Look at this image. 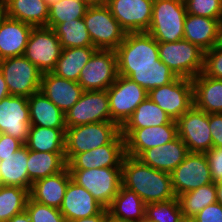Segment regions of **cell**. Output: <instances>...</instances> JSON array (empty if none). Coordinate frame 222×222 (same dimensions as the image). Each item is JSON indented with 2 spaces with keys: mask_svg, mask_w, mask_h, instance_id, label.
<instances>
[{
  "mask_svg": "<svg viewBox=\"0 0 222 222\" xmlns=\"http://www.w3.org/2000/svg\"><path fill=\"white\" fill-rule=\"evenodd\" d=\"M121 178L122 186L134 191L145 204L176 197L171 175L143 164L138 158L124 157Z\"/></svg>",
  "mask_w": 222,
  "mask_h": 222,
  "instance_id": "cell-1",
  "label": "cell"
},
{
  "mask_svg": "<svg viewBox=\"0 0 222 222\" xmlns=\"http://www.w3.org/2000/svg\"><path fill=\"white\" fill-rule=\"evenodd\" d=\"M121 133L115 122H98L69 127L65 131V160L111 143Z\"/></svg>",
  "mask_w": 222,
  "mask_h": 222,
  "instance_id": "cell-2",
  "label": "cell"
},
{
  "mask_svg": "<svg viewBox=\"0 0 222 222\" xmlns=\"http://www.w3.org/2000/svg\"><path fill=\"white\" fill-rule=\"evenodd\" d=\"M186 15V7L182 0H154L147 33L157 42L183 40Z\"/></svg>",
  "mask_w": 222,
  "mask_h": 222,
  "instance_id": "cell-3",
  "label": "cell"
},
{
  "mask_svg": "<svg viewBox=\"0 0 222 222\" xmlns=\"http://www.w3.org/2000/svg\"><path fill=\"white\" fill-rule=\"evenodd\" d=\"M159 59L177 77L193 79L203 72L204 51L187 40L158 42Z\"/></svg>",
  "mask_w": 222,
  "mask_h": 222,
  "instance_id": "cell-4",
  "label": "cell"
},
{
  "mask_svg": "<svg viewBox=\"0 0 222 222\" xmlns=\"http://www.w3.org/2000/svg\"><path fill=\"white\" fill-rule=\"evenodd\" d=\"M71 178L108 208L122 185L121 167L69 169Z\"/></svg>",
  "mask_w": 222,
  "mask_h": 222,
  "instance_id": "cell-5",
  "label": "cell"
},
{
  "mask_svg": "<svg viewBox=\"0 0 222 222\" xmlns=\"http://www.w3.org/2000/svg\"><path fill=\"white\" fill-rule=\"evenodd\" d=\"M115 52L118 68L160 67L158 42L147 32L126 33Z\"/></svg>",
  "mask_w": 222,
  "mask_h": 222,
  "instance_id": "cell-6",
  "label": "cell"
},
{
  "mask_svg": "<svg viewBox=\"0 0 222 222\" xmlns=\"http://www.w3.org/2000/svg\"><path fill=\"white\" fill-rule=\"evenodd\" d=\"M83 19L93 47L116 50L124 41L126 32L114 18L107 5L88 7Z\"/></svg>",
  "mask_w": 222,
  "mask_h": 222,
  "instance_id": "cell-7",
  "label": "cell"
},
{
  "mask_svg": "<svg viewBox=\"0 0 222 222\" xmlns=\"http://www.w3.org/2000/svg\"><path fill=\"white\" fill-rule=\"evenodd\" d=\"M0 70L10 95L30 97L40 90L42 72L23 55L0 60Z\"/></svg>",
  "mask_w": 222,
  "mask_h": 222,
  "instance_id": "cell-8",
  "label": "cell"
},
{
  "mask_svg": "<svg viewBox=\"0 0 222 222\" xmlns=\"http://www.w3.org/2000/svg\"><path fill=\"white\" fill-rule=\"evenodd\" d=\"M109 97L110 122L120 127L128 120L139 104L148 98V92L127 77L118 75L107 89Z\"/></svg>",
  "mask_w": 222,
  "mask_h": 222,
  "instance_id": "cell-9",
  "label": "cell"
},
{
  "mask_svg": "<svg viewBox=\"0 0 222 222\" xmlns=\"http://www.w3.org/2000/svg\"><path fill=\"white\" fill-rule=\"evenodd\" d=\"M148 98L177 121L194 105L192 80L177 77L169 84L151 89Z\"/></svg>",
  "mask_w": 222,
  "mask_h": 222,
  "instance_id": "cell-10",
  "label": "cell"
},
{
  "mask_svg": "<svg viewBox=\"0 0 222 222\" xmlns=\"http://www.w3.org/2000/svg\"><path fill=\"white\" fill-rule=\"evenodd\" d=\"M61 51L62 47L54 29L33 27L23 56L42 73H46L55 69Z\"/></svg>",
  "mask_w": 222,
  "mask_h": 222,
  "instance_id": "cell-11",
  "label": "cell"
},
{
  "mask_svg": "<svg viewBox=\"0 0 222 222\" xmlns=\"http://www.w3.org/2000/svg\"><path fill=\"white\" fill-rule=\"evenodd\" d=\"M118 75L115 50L98 49L80 71L78 84L84 91L107 90Z\"/></svg>",
  "mask_w": 222,
  "mask_h": 222,
  "instance_id": "cell-12",
  "label": "cell"
},
{
  "mask_svg": "<svg viewBox=\"0 0 222 222\" xmlns=\"http://www.w3.org/2000/svg\"><path fill=\"white\" fill-rule=\"evenodd\" d=\"M170 175L176 197L213 183L205 153L189 152Z\"/></svg>",
  "mask_w": 222,
  "mask_h": 222,
  "instance_id": "cell-13",
  "label": "cell"
},
{
  "mask_svg": "<svg viewBox=\"0 0 222 222\" xmlns=\"http://www.w3.org/2000/svg\"><path fill=\"white\" fill-rule=\"evenodd\" d=\"M176 122L178 137L189 152L205 153L212 149L209 114L193 105Z\"/></svg>",
  "mask_w": 222,
  "mask_h": 222,
  "instance_id": "cell-14",
  "label": "cell"
},
{
  "mask_svg": "<svg viewBox=\"0 0 222 222\" xmlns=\"http://www.w3.org/2000/svg\"><path fill=\"white\" fill-rule=\"evenodd\" d=\"M110 122L107 90L83 91L80 99L65 113L66 127Z\"/></svg>",
  "mask_w": 222,
  "mask_h": 222,
  "instance_id": "cell-15",
  "label": "cell"
},
{
  "mask_svg": "<svg viewBox=\"0 0 222 222\" xmlns=\"http://www.w3.org/2000/svg\"><path fill=\"white\" fill-rule=\"evenodd\" d=\"M30 127L28 97L8 95L0 101V133L17 138L25 144Z\"/></svg>",
  "mask_w": 222,
  "mask_h": 222,
  "instance_id": "cell-16",
  "label": "cell"
},
{
  "mask_svg": "<svg viewBox=\"0 0 222 222\" xmlns=\"http://www.w3.org/2000/svg\"><path fill=\"white\" fill-rule=\"evenodd\" d=\"M127 156L138 158L145 150L162 146L178 136L177 124L142 129H121Z\"/></svg>",
  "mask_w": 222,
  "mask_h": 222,
  "instance_id": "cell-17",
  "label": "cell"
},
{
  "mask_svg": "<svg viewBox=\"0 0 222 222\" xmlns=\"http://www.w3.org/2000/svg\"><path fill=\"white\" fill-rule=\"evenodd\" d=\"M154 0H107V6L126 33L147 32Z\"/></svg>",
  "mask_w": 222,
  "mask_h": 222,
  "instance_id": "cell-18",
  "label": "cell"
},
{
  "mask_svg": "<svg viewBox=\"0 0 222 222\" xmlns=\"http://www.w3.org/2000/svg\"><path fill=\"white\" fill-rule=\"evenodd\" d=\"M125 153V140L120 133L111 143L88 152L76 154L68 163L69 169L121 167Z\"/></svg>",
  "mask_w": 222,
  "mask_h": 222,
  "instance_id": "cell-19",
  "label": "cell"
},
{
  "mask_svg": "<svg viewBox=\"0 0 222 222\" xmlns=\"http://www.w3.org/2000/svg\"><path fill=\"white\" fill-rule=\"evenodd\" d=\"M40 91L65 114L80 99L84 90L76 81L46 72L42 73Z\"/></svg>",
  "mask_w": 222,
  "mask_h": 222,
  "instance_id": "cell-20",
  "label": "cell"
},
{
  "mask_svg": "<svg viewBox=\"0 0 222 222\" xmlns=\"http://www.w3.org/2000/svg\"><path fill=\"white\" fill-rule=\"evenodd\" d=\"M103 208L91 193L71 179L59 210L66 221H72L94 216Z\"/></svg>",
  "mask_w": 222,
  "mask_h": 222,
  "instance_id": "cell-21",
  "label": "cell"
},
{
  "mask_svg": "<svg viewBox=\"0 0 222 222\" xmlns=\"http://www.w3.org/2000/svg\"><path fill=\"white\" fill-rule=\"evenodd\" d=\"M221 22L217 19L187 14L184 40L197 45L204 52L220 42Z\"/></svg>",
  "mask_w": 222,
  "mask_h": 222,
  "instance_id": "cell-22",
  "label": "cell"
},
{
  "mask_svg": "<svg viewBox=\"0 0 222 222\" xmlns=\"http://www.w3.org/2000/svg\"><path fill=\"white\" fill-rule=\"evenodd\" d=\"M188 153L187 146L177 136L169 143L145 150L138 159L147 166L170 174Z\"/></svg>",
  "mask_w": 222,
  "mask_h": 222,
  "instance_id": "cell-23",
  "label": "cell"
},
{
  "mask_svg": "<svg viewBox=\"0 0 222 222\" xmlns=\"http://www.w3.org/2000/svg\"><path fill=\"white\" fill-rule=\"evenodd\" d=\"M71 179L69 168L66 167L60 173L45 177L32 183L29 196L32 200L40 204L59 209L62 205L66 188Z\"/></svg>",
  "mask_w": 222,
  "mask_h": 222,
  "instance_id": "cell-24",
  "label": "cell"
},
{
  "mask_svg": "<svg viewBox=\"0 0 222 222\" xmlns=\"http://www.w3.org/2000/svg\"><path fill=\"white\" fill-rule=\"evenodd\" d=\"M33 26L6 16L0 25V60L24 55Z\"/></svg>",
  "mask_w": 222,
  "mask_h": 222,
  "instance_id": "cell-25",
  "label": "cell"
},
{
  "mask_svg": "<svg viewBox=\"0 0 222 222\" xmlns=\"http://www.w3.org/2000/svg\"><path fill=\"white\" fill-rule=\"evenodd\" d=\"M194 106L207 114L222 113V80L203 72L192 79Z\"/></svg>",
  "mask_w": 222,
  "mask_h": 222,
  "instance_id": "cell-26",
  "label": "cell"
},
{
  "mask_svg": "<svg viewBox=\"0 0 222 222\" xmlns=\"http://www.w3.org/2000/svg\"><path fill=\"white\" fill-rule=\"evenodd\" d=\"M28 104L31 126L67 129L65 114L40 90L28 97Z\"/></svg>",
  "mask_w": 222,
  "mask_h": 222,
  "instance_id": "cell-27",
  "label": "cell"
},
{
  "mask_svg": "<svg viewBox=\"0 0 222 222\" xmlns=\"http://www.w3.org/2000/svg\"><path fill=\"white\" fill-rule=\"evenodd\" d=\"M107 209L109 215L119 221H145L146 204L134 191L122 185Z\"/></svg>",
  "mask_w": 222,
  "mask_h": 222,
  "instance_id": "cell-28",
  "label": "cell"
},
{
  "mask_svg": "<svg viewBox=\"0 0 222 222\" xmlns=\"http://www.w3.org/2000/svg\"><path fill=\"white\" fill-rule=\"evenodd\" d=\"M7 17L33 27H47L49 5L44 0H3Z\"/></svg>",
  "mask_w": 222,
  "mask_h": 222,
  "instance_id": "cell-29",
  "label": "cell"
},
{
  "mask_svg": "<svg viewBox=\"0 0 222 222\" xmlns=\"http://www.w3.org/2000/svg\"><path fill=\"white\" fill-rule=\"evenodd\" d=\"M66 167L65 153L28 150L29 191L35 181L60 173Z\"/></svg>",
  "mask_w": 222,
  "mask_h": 222,
  "instance_id": "cell-30",
  "label": "cell"
},
{
  "mask_svg": "<svg viewBox=\"0 0 222 222\" xmlns=\"http://www.w3.org/2000/svg\"><path fill=\"white\" fill-rule=\"evenodd\" d=\"M28 148L24 145L14 155L1 157L0 185L18 186L29 190L27 171Z\"/></svg>",
  "mask_w": 222,
  "mask_h": 222,
  "instance_id": "cell-31",
  "label": "cell"
},
{
  "mask_svg": "<svg viewBox=\"0 0 222 222\" xmlns=\"http://www.w3.org/2000/svg\"><path fill=\"white\" fill-rule=\"evenodd\" d=\"M118 74L136 82L147 92L171 83L177 78L173 71L160 60V67L118 68Z\"/></svg>",
  "mask_w": 222,
  "mask_h": 222,
  "instance_id": "cell-32",
  "label": "cell"
},
{
  "mask_svg": "<svg viewBox=\"0 0 222 222\" xmlns=\"http://www.w3.org/2000/svg\"><path fill=\"white\" fill-rule=\"evenodd\" d=\"M97 50L95 47L64 48L52 72L64 79L78 82L80 71Z\"/></svg>",
  "mask_w": 222,
  "mask_h": 222,
  "instance_id": "cell-33",
  "label": "cell"
},
{
  "mask_svg": "<svg viewBox=\"0 0 222 222\" xmlns=\"http://www.w3.org/2000/svg\"><path fill=\"white\" fill-rule=\"evenodd\" d=\"M165 124H177L155 102L146 98L134 110L121 129H142Z\"/></svg>",
  "mask_w": 222,
  "mask_h": 222,
  "instance_id": "cell-34",
  "label": "cell"
},
{
  "mask_svg": "<svg viewBox=\"0 0 222 222\" xmlns=\"http://www.w3.org/2000/svg\"><path fill=\"white\" fill-rule=\"evenodd\" d=\"M65 131L66 129L31 126L25 146L32 151L65 153Z\"/></svg>",
  "mask_w": 222,
  "mask_h": 222,
  "instance_id": "cell-35",
  "label": "cell"
},
{
  "mask_svg": "<svg viewBox=\"0 0 222 222\" xmlns=\"http://www.w3.org/2000/svg\"><path fill=\"white\" fill-rule=\"evenodd\" d=\"M180 210L184 217L193 218L203 208L214 204L217 198V183H211L177 196Z\"/></svg>",
  "mask_w": 222,
  "mask_h": 222,
  "instance_id": "cell-36",
  "label": "cell"
},
{
  "mask_svg": "<svg viewBox=\"0 0 222 222\" xmlns=\"http://www.w3.org/2000/svg\"><path fill=\"white\" fill-rule=\"evenodd\" d=\"M54 31L62 49L74 47H93L83 18L73 19L58 24Z\"/></svg>",
  "mask_w": 222,
  "mask_h": 222,
  "instance_id": "cell-37",
  "label": "cell"
},
{
  "mask_svg": "<svg viewBox=\"0 0 222 222\" xmlns=\"http://www.w3.org/2000/svg\"><path fill=\"white\" fill-rule=\"evenodd\" d=\"M29 190L18 186L0 185V222H7L26 209Z\"/></svg>",
  "mask_w": 222,
  "mask_h": 222,
  "instance_id": "cell-38",
  "label": "cell"
},
{
  "mask_svg": "<svg viewBox=\"0 0 222 222\" xmlns=\"http://www.w3.org/2000/svg\"><path fill=\"white\" fill-rule=\"evenodd\" d=\"M88 6L82 0H59L49 5L47 27L54 29L58 24L83 18Z\"/></svg>",
  "mask_w": 222,
  "mask_h": 222,
  "instance_id": "cell-39",
  "label": "cell"
},
{
  "mask_svg": "<svg viewBox=\"0 0 222 222\" xmlns=\"http://www.w3.org/2000/svg\"><path fill=\"white\" fill-rule=\"evenodd\" d=\"M182 217L177 197L146 204V222H178Z\"/></svg>",
  "mask_w": 222,
  "mask_h": 222,
  "instance_id": "cell-40",
  "label": "cell"
},
{
  "mask_svg": "<svg viewBox=\"0 0 222 222\" xmlns=\"http://www.w3.org/2000/svg\"><path fill=\"white\" fill-rule=\"evenodd\" d=\"M25 210L31 222H67L58 208L40 204L30 197L27 200Z\"/></svg>",
  "mask_w": 222,
  "mask_h": 222,
  "instance_id": "cell-41",
  "label": "cell"
},
{
  "mask_svg": "<svg viewBox=\"0 0 222 222\" xmlns=\"http://www.w3.org/2000/svg\"><path fill=\"white\" fill-rule=\"evenodd\" d=\"M187 14L222 21V0H185Z\"/></svg>",
  "mask_w": 222,
  "mask_h": 222,
  "instance_id": "cell-42",
  "label": "cell"
},
{
  "mask_svg": "<svg viewBox=\"0 0 222 222\" xmlns=\"http://www.w3.org/2000/svg\"><path fill=\"white\" fill-rule=\"evenodd\" d=\"M203 73L214 79L222 80V43L204 52Z\"/></svg>",
  "mask_w": 222,
  "mask_h": 222,
  "instance_id": "cell-43",
  "label": "cell"
},
{
  "mask_svg": "<svg viewBox=\"0 0 222 222\" xmlns=\"http://www.w3.org/2000/svg\"><path fill=\"white\" fill-rule=\"evenodd\" d=\"M205 155L213 182H222V148L213 147L211 150L205 152Z\"/></svg>",
  "mask_w": 222,
  "mask_h": 222,
  "instance_id": "cell-44",
  "label": "cell"
},
{
  "mask_svg": "<svg viewBox=\"0 0 222 222\" xmlns=\"http://www.w3.org/2000/svg\"><path fill=\"white\" fill-rule=\"evenodd\" d=\"M193 218L195 222H222V203L217 201L206 206Z\"/></svg>",
  "mask_w": 222,
  "mask_h": 222,
  "instance_id": "cell-45",
  "label": "cell"
},
{
  "mask_svg": "<svg viewBox=\"0 0 222 222\" xmlns=\"http://www.w3.org/2000/svg\"><path fill=\"white\" fill-rule=\"evenodd\" d=\"M25 144L10 135L0 133V161L1 157H8L14 155Z\"/></svg>",
  "mask_w": 222,
  "mask_h": 222,
  "instance_id": "cell-46",
  "label": "cell"
},
{
  "mask_svg": "<svg viewBox=\"0 0 222 222\" xmlns=\"http://www.w3.org/2000/svg\"><path fill=\"white\" fill-rule=\"evenodd\" d=\"M209 126L212 135V148H222V113L209 114Z\"/></svg>",
  "mask_w": 222,
  "mask_h": 222,
  "instance_id": "cell-47",
  "label": "cell"
},
{
  "mask_svg": "<svg viewBox=\"0 0 222 222\" xmlns=\"http://www.w3.org/2000/svg\"><path fill=\"white\" fill-rule=\"evenodd\" d=\"M109 215L108 209L103 208L98 214L91 216V217H86L82 219H77V220H72V221H67V222H105L106 217Z\"/></svg>",
  "mask_w": 222,
  "mask_h": 222,
  "instance_id": "cell-48",
  "label": "cell"
},
{
  "mask_svg": "<svg viewBox=\"0 0 222 222\" xmlns=\"http://www.w3.org/2000/svg\"><path fill=\"white\" fill-rule=\"evenodd\" d=\"M8 95H10L9 91H8V86L5 82L4 76L0 70V101L7 97Z\"/></svg>",
  "mask_w": 222,
  "mask_h": 222,
  "instance_id": "cell-49",
  "label": "cell"
},
{
  "mask_svg": "<svg viewBox=\"0 0 222 222\" xmlns=\"http://www.w3.org/2000/svg\"><path fill=\"white\" fill-rule=\"evenodd\" d=\"M7 222H31L28 213L25 211L14 215L10 220Z\"/></svg>",
  "mask_w": 222,
  "mask_h": 222,
  "instance_id": "cell-50",
  "label": "cell"
},
{
  "mask_svg": "<svg viewBox=\"0 0 222 222\" xmlns=\"http://www.w3.org/2000/svg\"><path fill=\"white\" fill-rule=\"evenodd\" d=\"M88 7L102 6L107 4V0H82Z\"/></svg>",
  "mask_w": 222,
  "mask_h": 222,
  "instance_id": "cell-51",
  "label": "cell"
},
{
  "mask_svg": "<svg viewBox=\"0 0 222 222\" xmlns=\"http://www.w3.org/2000/svg\"><path fill=\"white\" fill-rule=\"evenodd\" d=\"M7 13H6V7L5 3L3 0H0V25L2 21L6 18Z\"/></svg>",
  "mask_w": 222,
  "mask_h": 222,
  "instance_id": "cell-52",
  "label": "cell"
},
{
  "mask_svg": "<svg viewBox=\"0 0 222 222\" xmlns=\"http://www.w3.org/2000/svg\"><path fill=\"white\" fill-rule=\"evenodd\" d=\"M217 198L218 202L222 203V182L217 183Z\"/></svg>",
  "mask_w": 222,
  "mask_h": 222,
  "instance_id": "cell-53",
  "label": "cell"
},
{
  "mask_svg": "<svg viewBox=\"0 0 222 222\" xmlns=\"http://www.w3.org/2000/svg\"><path fill=\"white\" fill-rule=\"evenodd\" d=\"M178 222H195L194 218L191 217H182Z\"/></svg>",
  "mask_w": 222,
  "mask_h": 222,
  "instance_id": "cell-54",
  "label": "cell"
},
{
  "mask_svg": "<svg viewBox=\"0 0 222 222\" xmlns=\"http://www.w3.org/2000/svg\"><path fill=\"white\" fill-rule=\"evenodd\" d=\"M105 222H126V221H119V220L113 219L110 215H108L106 217Z\"/></svg>",
  "mask_w": 222,
  "mask_h": 222,
  "instance_id": "cell-55",
  "label": "cell"
},
{
  "mask_svg": "<svg viewBox=\"0 0 222 222\" xmlns=\"http://www.w3.org/2000/svg\"><path fill=\"white\" fill-rule=\"evenodd\" d=\"M48 5H51L52 3L58 2L59 0H44Z\"/></svg>",
  "mask_w": 222,
  "mask_h": 222,
  "instance_id": "cell-56",
  "label": "cell"
},
{
  "mask_svg": "<svg viewBox=\"0 0 222 222\" xmlns=\"http://www.w3.org/2000/svg\"><path fill=\"white\" fill-rule=\"evenodd\" d=\"M220 42L222 43V21H221Z\"/></svg>",
  "mask_w": 222,
  "mask_h": 222,
  "instance_id": "cell-57",
  "label": "cell"
}]
</instances>
